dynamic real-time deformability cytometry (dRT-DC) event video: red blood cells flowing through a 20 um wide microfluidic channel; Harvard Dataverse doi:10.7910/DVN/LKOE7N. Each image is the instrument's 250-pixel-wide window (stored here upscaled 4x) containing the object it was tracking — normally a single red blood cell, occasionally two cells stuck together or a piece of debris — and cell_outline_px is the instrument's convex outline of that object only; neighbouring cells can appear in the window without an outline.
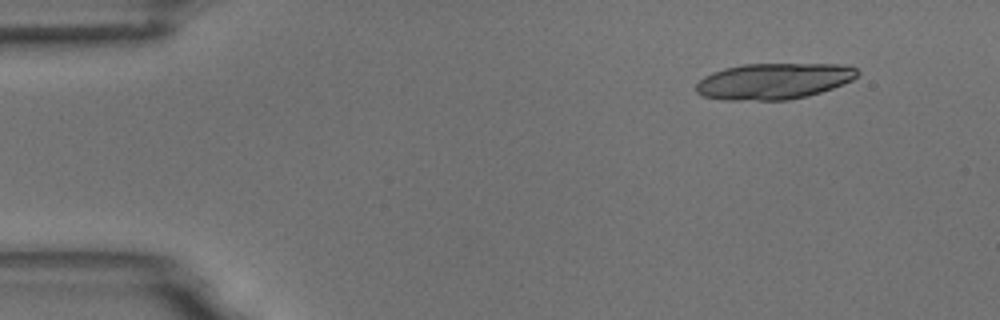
{"species": "common noctule bat (a hibernating species)", "species_latin": "Nyctalus noctula", "temperature_condition": "room temperature", "stored_images_in_passage": 4, "camera_frame_rate_fps": 3000, "um_per_image_px": 0.085, "animal": {"sex": "male", "body_mass_g": 18.8}, "frame": {"image": 1, "passage_image": 1, "time_ms": 0.0, "image_size_px": [1000, 320], "cell_outline_px": [[860, 72], [852, 80], [832, 88], [808, 96], [788, 100], [724, 100], [704, 96], [696, 92], [696, 84], [704, 76], [712, 72], [724, 68], [744, 64], [844, 64], [856, 68]], "centroid_in_image_um": [65.76, 6.89], "position_along_channel_um": 19.2, "area_um2": 33.99}}